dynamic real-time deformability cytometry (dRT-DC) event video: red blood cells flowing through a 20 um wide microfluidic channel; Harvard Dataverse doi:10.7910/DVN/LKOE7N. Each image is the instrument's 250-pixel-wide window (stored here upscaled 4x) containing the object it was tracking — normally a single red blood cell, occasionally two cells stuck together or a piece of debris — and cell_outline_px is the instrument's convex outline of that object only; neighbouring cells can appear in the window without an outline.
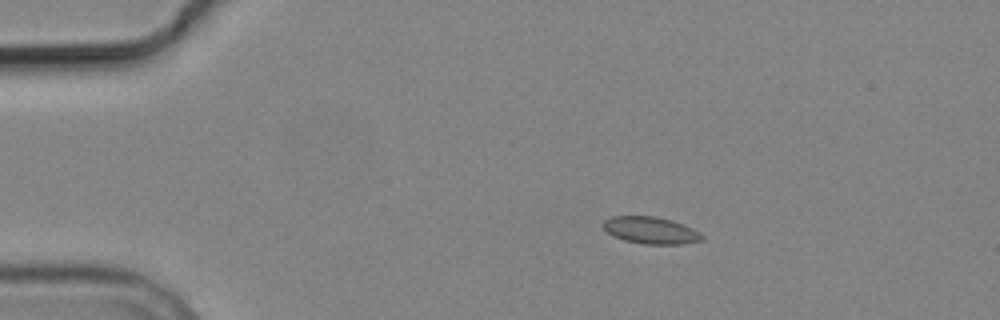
{"species": "common noctule bat (a hibernating species)", "species_latin": "Nyctalus noctula", "temperature_condition": "cold", "stored_images_in_passage": 11, "camera_frame_rate_fps": 3000, "um_per_image_px": 0.085, "animal": {"sex": "male", "body_mass_g": 19.2, "forearm_length_mm": 51.8}, "frame": {"image": 1, "passage_image": 3, "time_ms": 3.333, "image_size_px": [1000, 320], "cell_outline_px": [[704, 240], [684, 244], [644, 244], [624, 240], [612, 236], [600, 224], [604, 220], [612, 216], [656, 216], [672, 220], [684, 224], [700, 232], [704, 236]], "centroid_in_image_um": [55.32, 19.57], "position_along_channel_um": 29.7, "area_um2": 15.78}}
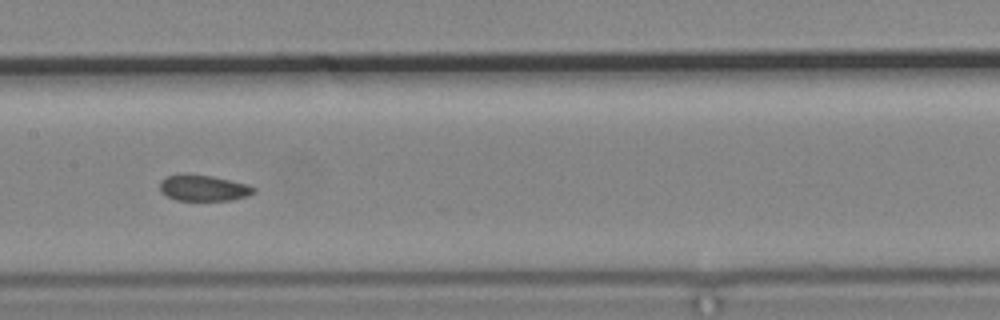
{"frame": {"image": 2, "passage_image": 8, "time_ms": 9.333, "image_size_px": [1000, 320], "cell_outline_px": [[256, 192], [248, 196], [232, 200], [176, 200], [160, 192], [160, 180], [168, 176], [180, 172], [188, 172], [212, 176], [248, 184], [256, 188]], "centroid_in_image_um": [17.28, 15.95], "position_along_channel_um": 190.1, "area_um2": 14.62}}
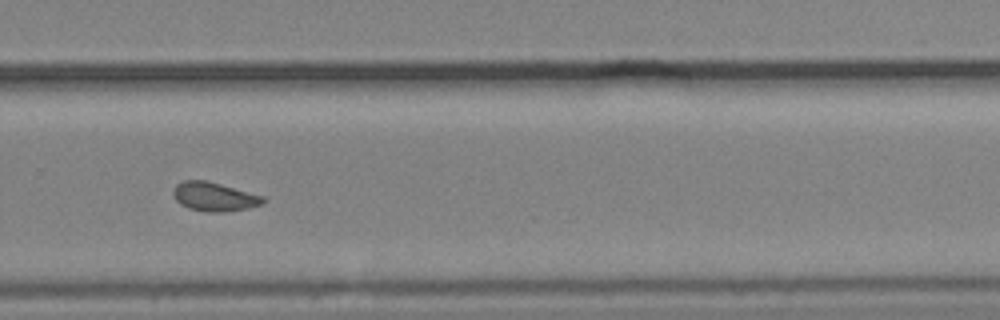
{"frame": {"image": 3, "passage_image": 11, "time_ms": 12.667, "image_size_px": [1000, 320], "cell_outline_px": [[264, 204], [248, 208], [224, 212], [208, 212], [188, 208], [180, 204], [176, 200], [172, 192], [176, 184], [184, 180], [208, 180], [264, 196]], "centroid_in_image_um": [18.21, 16.71], "position_along_channel_um": 311.6, "area_um2": 15.26}}